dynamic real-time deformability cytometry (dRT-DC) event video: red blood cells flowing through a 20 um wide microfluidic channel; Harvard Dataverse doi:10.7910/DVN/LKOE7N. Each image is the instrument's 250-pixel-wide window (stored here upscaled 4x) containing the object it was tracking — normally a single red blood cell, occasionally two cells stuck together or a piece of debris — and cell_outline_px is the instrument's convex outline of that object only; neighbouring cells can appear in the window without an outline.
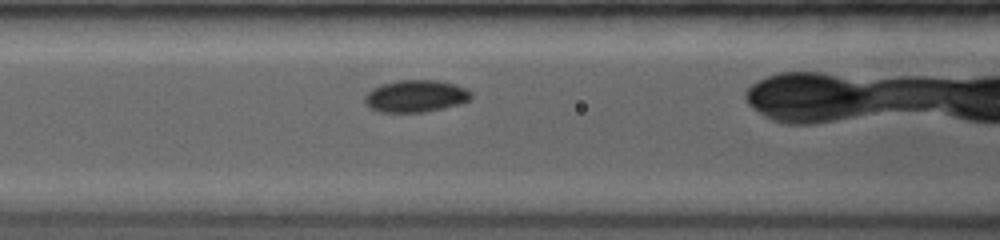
{"species": "common noctule bat (a hibernating species)", "species_latin": "Nyctalus noctula", "temperature_condition": "room temperature", "stored_images_in_passage": 7, "camera_frame_rate_fps": 3500, "um_per_image_px": 0.085, "animal": {"sex": "female", "body_mass_g": 19.0, "forearm_length_mm": 53.3}, "frame": {"image": 1, "passage_image": 5, "time_ms": 2.0, "image_size_px": [1000, 240], "cell_outline_px": [[472, 96], [468, 100], [460, 104], [424, 112], [380, 112], [364, 104], [364, 96], [372, 88], [396, 80], [436, 80], [452, 84], [464, 88], [472, 92]], "centroid_in_image_um": [35.31, 8.17], "position_along_channel_um": 131.3, "area_um2": 19.77}}
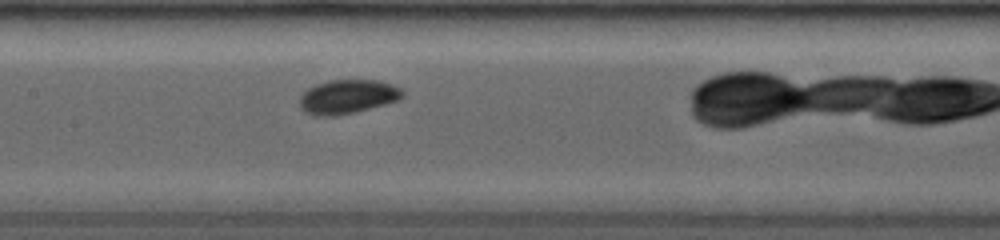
{"frame": {"image": 2, "passage_image": 7, "time_ms": 3.143, "image_size_px": [1000, 240], "cell_outline_px": [[404, 96], [396, 100], [384, 104], [356, 112], [336, 116], [316, 116], [304, 112], [300, 108], [300, 96], [308, 88], [316, 84], [328, 80], [376, 80], [392, 84], [400, 88], [404, 92]], "centroid_in_image_um": [29.52, 8.22], "position_along_channel_um": 177.9, "area_um2": 20.46}}